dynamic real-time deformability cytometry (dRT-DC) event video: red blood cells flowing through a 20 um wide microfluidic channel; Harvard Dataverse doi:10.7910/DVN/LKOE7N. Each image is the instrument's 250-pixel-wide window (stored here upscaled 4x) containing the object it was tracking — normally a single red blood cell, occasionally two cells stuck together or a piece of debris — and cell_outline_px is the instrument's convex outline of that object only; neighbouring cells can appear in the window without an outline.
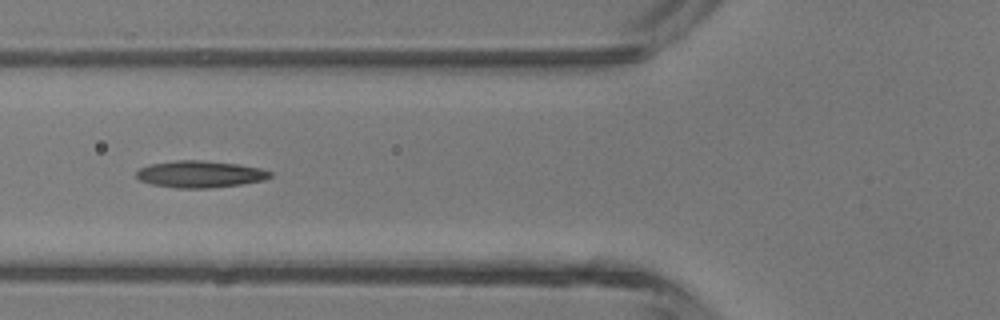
{"species": "common noctule bat (a hibernating species)", "species_latin": "Nyctalus noctula", "temperature_condition": "room temperature", "stored_images_in_passage": 4, "camera_frame_rate_fps": 3000, "um_per_image_px": 0.085, "animal": {"sex": "male", "body_mass_g": 13.3}, "frame": {"image": 1, "passage_image": 4, "time_ms": 3.333, "image_size_px": [1000, 320], "cell_outline_px": [[272, 176], [264, 180], [240, 184], [208, 188], [176, 188], [152, 184], [140, 180], [136, 176], [136, 172], [140, 168], [148, 164], [176, 160], [200, 160], [240, 164], [260, 168], [272, 172]], "centroid_in_image_um": [17.0, 14.79], "position_along_channel_um": 108.8, "area_um2": 20.92}}